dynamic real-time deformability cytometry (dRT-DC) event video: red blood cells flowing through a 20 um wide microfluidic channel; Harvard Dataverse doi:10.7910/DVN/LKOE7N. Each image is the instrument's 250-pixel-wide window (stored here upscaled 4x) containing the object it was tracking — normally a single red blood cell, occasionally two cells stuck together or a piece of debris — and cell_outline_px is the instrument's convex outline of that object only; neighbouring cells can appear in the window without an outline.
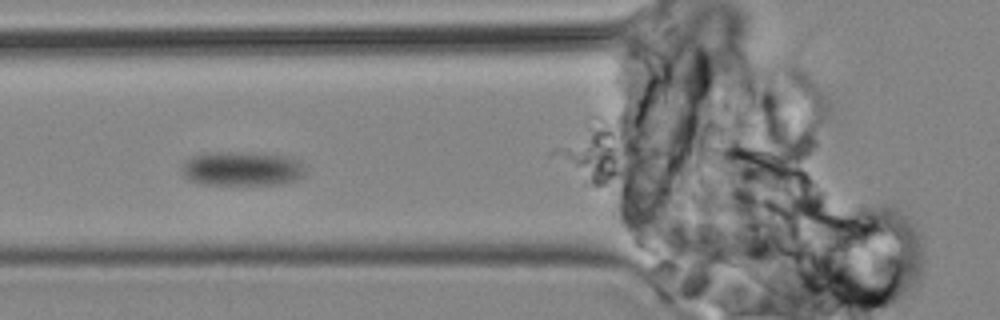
{"species": "common noctule bat (a hibernating species)", "species_latin": "Nyctalus noctula", "temperature_condition": "cold", "stored_images_in_passage": 10, "camera_frame_rate_fps": 3000, "um_per_image_px": 0.085, "animal": {"sex": "male", "body_mass_g": 19.2, "forearm_length_mm": 51.8}, "frame": {"image": 1, "passage_image": 5, "time_ms": 5.667, "image_size_px": [1000, 320], "cell_outline_px": [[308, 172], [304, 176], [296, 180], [280, 184], [200, 184], [188, 180], [184, 176], [184, 160], [192, 156], [204, 152], [236, 152], [284, 156], [296, 160], [304, 164]], "centroid_in_image_um": [20.58, 14.34], "position_along_channel_um": 105.2, "area_um2": 24.68}}
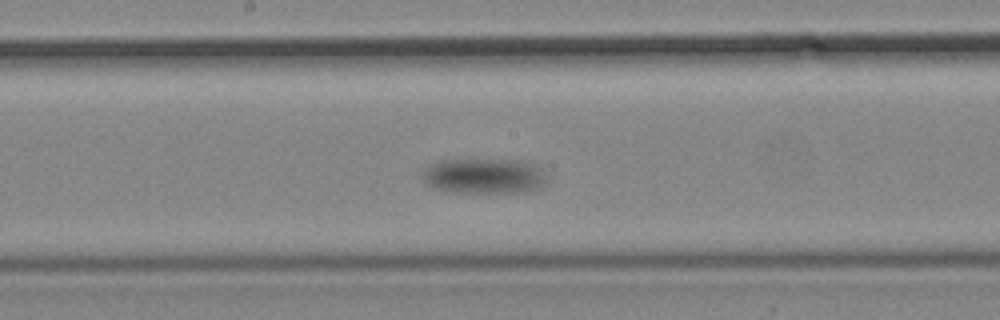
{"frame": {"image": 2, "passage_image": 9, "time_ms": 10.333, "image_size_px": [1000, 320], "cell_outline_px": [[544, 184], [540, 188], [532, 192], [448, 192], [432, 188], [424, 184], [424, 172], [432, 164], [440, 160], [524, 160], [532, 164], [544, 176]], "centroid_in_image_um": [41.12, 14.98], "position_along_channel_um": 207.1, "area_um2": 25.32}}
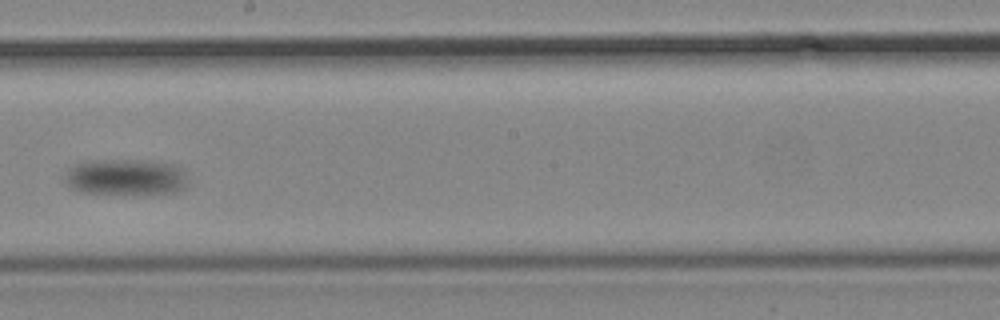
{"frame": {"image": 3, "passage_image": 10, "time_ms": 11.667, "image_size_px": [1000, 320], "cell_outline_px": [[184, 188], [176, 192], [116, 196], [80, 192], [72, 188], [64, 180], [68, 168], [84, 160], [144, 160], [172, 164], [180, 168], [184, 176]], "centroid_in_image_um": [10.6, 15.08], "position_along_channel_um": 237.6, "area_um2": 26.47}}